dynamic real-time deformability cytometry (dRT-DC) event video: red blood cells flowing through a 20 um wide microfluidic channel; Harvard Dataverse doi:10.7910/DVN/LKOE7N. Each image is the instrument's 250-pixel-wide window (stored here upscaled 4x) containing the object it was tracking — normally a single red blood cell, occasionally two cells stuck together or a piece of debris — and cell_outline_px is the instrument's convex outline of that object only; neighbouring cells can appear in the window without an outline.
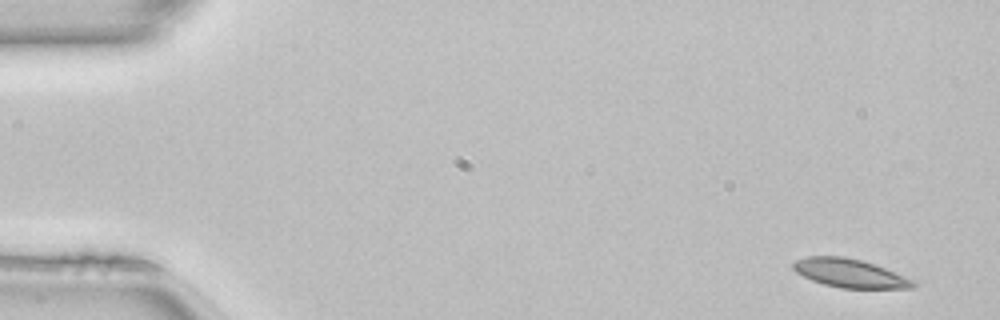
{"species": "common noctule bat (a hibernating species)", "species_latin": "Nyctalus noctula", "temperature_condition": "room temperature", "stored_images_in_passage": 48, "camera_frame_rate_fps": 3000, "um_per_image_px": 0.085, "animal": {"sex": "female", "body_mass_g": 22.7, "forearm_length_mm": 54.2}, "frame": {"image": 1, "passage_image": 1, "time_ms": 0.0, "image_size_px": [1000, 320], "cell_outline_px": [[916, 288], [840, 288], [824, 284], [812, 280], [796, 272], [792, 268], [792, 264], [796, 260], [808, 256], [844, 256], [860, 260], [884, 268], [916, 280]], "centroid_in_image_um": [72.25, 23.23], "position_along_channel_um": 12.8, "area_um2": 19.88}}
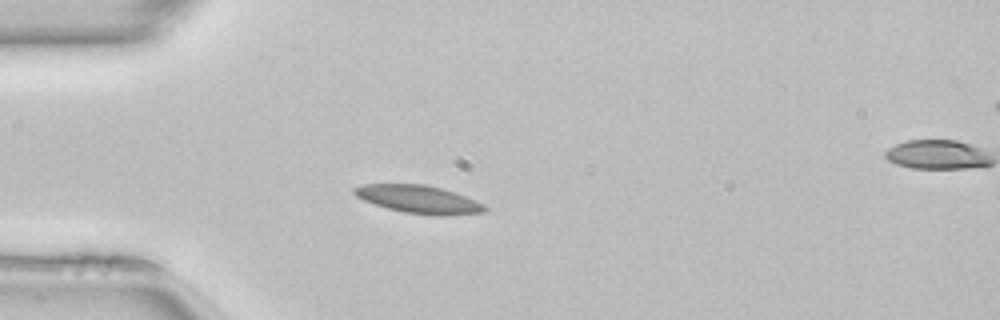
{"frame": {"image": 2, "passage_image": 12, "time_ms": 3.667, "image_size_px": [1000, 320], "cell_outline_px": [[488, 208], [484, 212], [444, 216], [436, 216], [404, 212], [388, 208], [364, 200], [356, 196], [352, 192], [352, 188], [360, 184], [424, 184], [440, 188], [476, 200], [484, 204]], "centroid_in_image_um": [35.58, 16.94], "position_along_channel_um": 49.4, "area_um2": 21.15}}
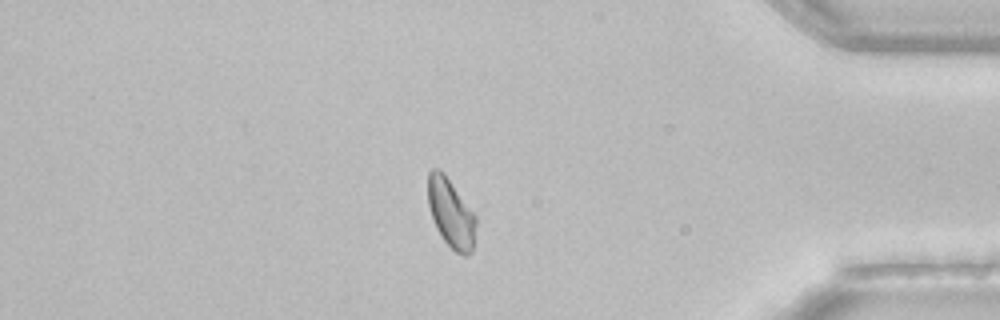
{"frame": {"image": 3, "passage_image": 41, "time_ms": 13.333, "image_size_px": [1000, 320], "cell_outline_px": [[476, 224], [472, 252], [468, 256], [464, 256], [456, 252], [444, 240], [436, 228], [428, 204], [428, 172], [432, 168], [436, 168], [444, 172], [476, 216]], "centroid_in_image_um": [38.33, 18.11], "position_along_channel_um": 396.9, "area_um2": 19.19}, "authors_computed_cell_mechanics": {"area_um2": 20.2011, "velocity_mm_per_s": 4.0823, "shape_relaxation_time_tau1_ms": null, "shape_relaxation_time_tau2_ms": 3.5008, "deformation_change_tau1": null, "deformation_change_tau2": 0.076}}